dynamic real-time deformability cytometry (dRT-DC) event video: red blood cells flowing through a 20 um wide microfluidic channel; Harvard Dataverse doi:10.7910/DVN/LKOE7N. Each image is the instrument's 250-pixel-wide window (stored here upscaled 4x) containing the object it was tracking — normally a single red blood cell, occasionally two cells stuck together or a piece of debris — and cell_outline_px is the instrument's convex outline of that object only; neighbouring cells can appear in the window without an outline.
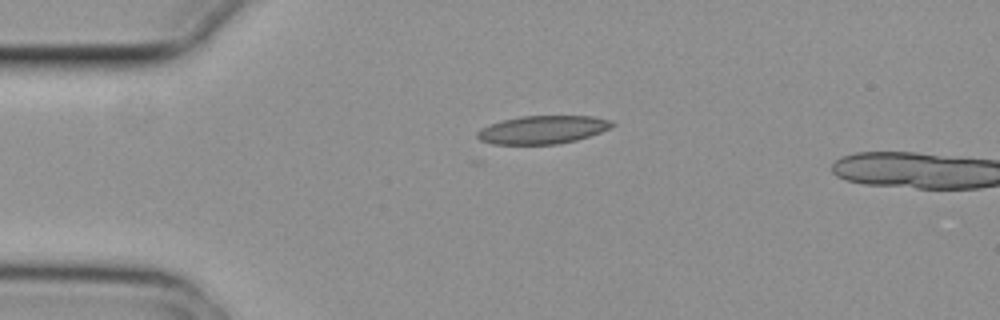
{"species": "common noctule bat (a hibernating species)", "species_latin": "Nyctalus noctula", "temperature_condition": "cold", "stored_images_in_passage": 4, "camera_frame_rate_fps": 3000, "um_per_image_px": 0.085, "animal": {"sex": "female", "body_mass_g": 29.2, "forearm_length_mm": 56.3}, "frame": {"image": 1, "passage_image": 1, "time_ms": 0.0, "image_size_px": [1000, 320], "cell_outline_px": [[616, 124], [600, 132], [576, 140], [556, 144], [492, 144], [480, 140], [476, 136], [476, 132], [480, 128], [504, 120], [520, 116], [592, 116], [612, 120]], "centroid_in_image_um": [46.11, 11.02], "position_along_channel_um": 38.9, "area_um2": 21.96}}
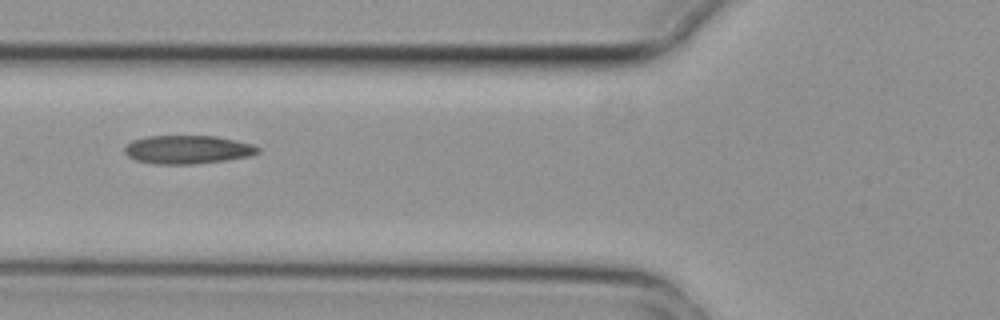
{"frame": {"image": 2, "passage_image": 3, "time_ms": 0.667, "image_size_px": [1000, 320], "cell_outline_px": [[260, 152], [252, 156], [224, 160], [192, 164], [156, 164], [136, 160], [128, 156], [124, 152], [124, 148], [132, 140], [148, 136], [216, 136], [252, 144], [260, 148]], "centroid_in_image_um": [15.95, 12.71], "position_along_channel_um": 109.8, "area_um2": 22.02}}
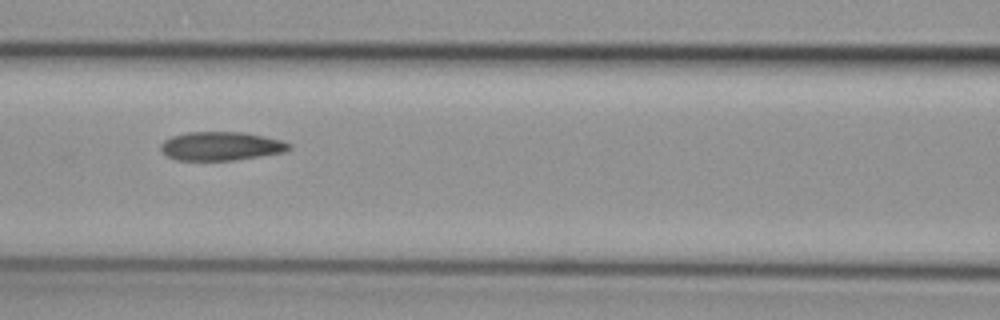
{"frame": {"image": 3, "passage_image": 4, "time_ms": 1.0, "image_size_px": [1000, 320], "cell_outline_px": [[292, 148], [284, 152], [260, 156], [232, 160], [176, 160], [168, 156], [160, 148], [160, 144], [164, 140], [172, 136], [188, 132], [244, 132], [284, 140], [292, 144]], "centroid_in_image_um": [18.82, 12.41], "position_along_channel_um": 147.8, "area_um2": 21.5}}